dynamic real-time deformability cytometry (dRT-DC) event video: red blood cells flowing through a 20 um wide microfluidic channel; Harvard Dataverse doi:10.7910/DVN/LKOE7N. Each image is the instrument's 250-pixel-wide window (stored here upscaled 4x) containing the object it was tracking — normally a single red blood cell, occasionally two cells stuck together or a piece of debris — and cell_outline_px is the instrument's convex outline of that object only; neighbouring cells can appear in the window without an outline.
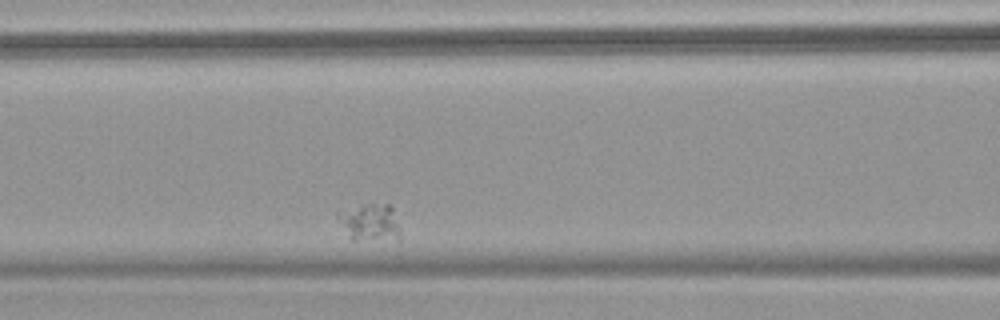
{"species": "common noctule bat (a hibernating species)", "species_latin": "Nyctalus noctula", "temperature_condition": "warm", "stored_images_in_passage": 32, "camera_frame_rate_fps": 3000, "um_per_image_px": 0.085, "animal": {"sex": "female", "body_mass_g": 18.4}, "frame": {"image": 1, "passage_image": 9, "time_ms": 2.667, "image_size_px": [1000, 320], "cell_outline_px": [[400, 240], [352, 240], [340, 220], [336, 212], [368, 204], [388, 204], [392, 208], [400, 228]], "centroid_in_image_um": [31.51, 18.93], "position_along_channel_um": 135.1, "area_um2": 13.29}}